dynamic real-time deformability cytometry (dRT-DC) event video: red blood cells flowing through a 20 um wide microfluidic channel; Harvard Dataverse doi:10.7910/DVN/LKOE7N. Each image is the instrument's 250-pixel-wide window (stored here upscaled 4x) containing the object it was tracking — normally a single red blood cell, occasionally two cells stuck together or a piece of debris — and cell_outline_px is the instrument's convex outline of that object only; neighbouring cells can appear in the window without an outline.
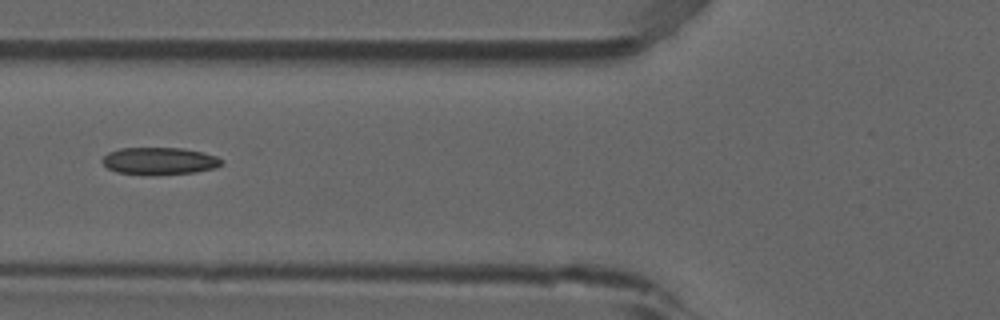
{"species": "common noctule bat (a hibernating species)", "species_latin": "Nyctalus noctula", "temperature_condition": "room temperature", "stored_images_in_passage": 5, "camera_frame_rate_fps": 3000, "um_per_image_px": 0.085, "animal": {"sex": "male", "forearm_length_mm": 52.5}, "frame": {"image": 1, "passage_image": 5, "time_ms": 1.333, "image_size_px": [1000, 320], "cell_outline_px": [[224, 160], [216, 168], [196, 172], [116, 172], [108, 168], [100, 160], [108, 152], [120, 148], [184, 148], [204, 152], [216, 156]], "centroid_in_image_um": [13.58, 13.63], "position_along_channel_um": 112.2, "area_um2": 18.15}}